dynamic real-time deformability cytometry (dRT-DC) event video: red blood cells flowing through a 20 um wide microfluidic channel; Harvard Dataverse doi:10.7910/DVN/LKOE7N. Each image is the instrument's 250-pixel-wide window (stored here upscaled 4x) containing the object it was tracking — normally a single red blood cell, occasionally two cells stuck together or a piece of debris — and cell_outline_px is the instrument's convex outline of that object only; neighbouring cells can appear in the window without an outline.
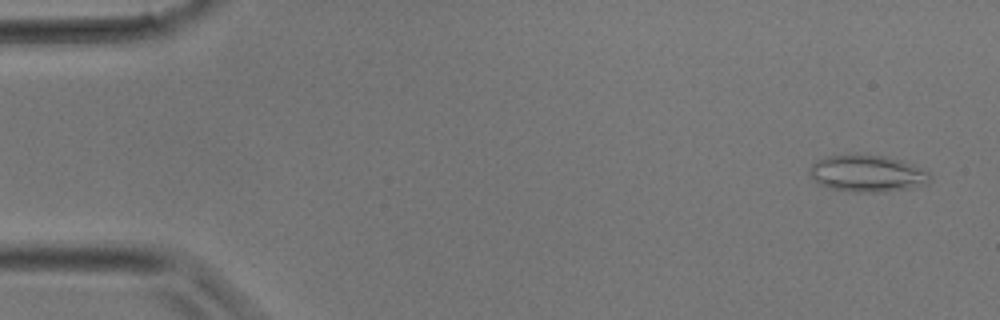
{"species": "common noctule bat (a hibernating species)", "species_latin": "Nyctalus noctula", "temperature_condition": "room temperature", "stored_images_in_passage": 34, "camera_frame_rate_fps": 3000, "um_per_image_px": 0.085, "animal": {"sex": "male", "body_mass_g": 17.9}, "frame": {"image": 1, "passage_image": 2, "time_ms": 0.333, "image_size_px": [1000, 320], "cell_outline_px": [[932, 180], [928, 184], [912, 188], [880, 192], [852, 192], [832, 188], [820, 184], [808, 172], [812, 164], [816, 160], [828, 156], [880, 156], [900, 160], [932, 172]], "centroid_in_image_um": [73.79, 14.78], "position_along_channel_um": 11.2, "area_um2": 25.49}}
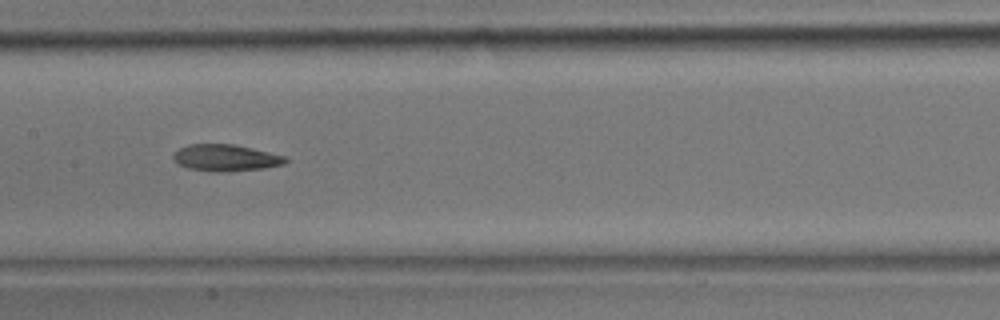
{"frame": {"image": 2, "passage_image": 17, "time_ms": 5.333, "image_size_px": [1000, 320], "cell_outline_px": [[288, 160], [284, 164], [264, 168], [228, 172], [212, 172], [188, 168], [180, 164], [172, 156], [180, 148], [188, 144], [236, 144], [284, 156]], "centroid_in_image_um": [19.2, 13.42], "position_along_channel_um": 188.2, "area_um2": 17.34}}
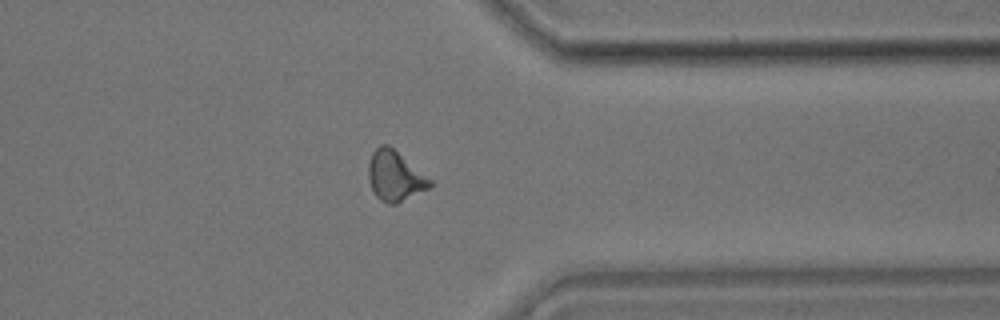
{"frame": {"image": 3, "passage_image": 27, "time_ms": 8.667, "image_size_px": [1000, 320], "cell_outline_px": [[432, 184], [428, 188], [396, 204], [388, 204], [380, 200], [376, 196], [368, 180], [368, 164], [372, 152], [380, 144], [388, 144], [432, 180]], "centroid_in_image_um": [33.54, 14.95], "position_along_channel_um": 377.9, "area_um2": 17.8}}